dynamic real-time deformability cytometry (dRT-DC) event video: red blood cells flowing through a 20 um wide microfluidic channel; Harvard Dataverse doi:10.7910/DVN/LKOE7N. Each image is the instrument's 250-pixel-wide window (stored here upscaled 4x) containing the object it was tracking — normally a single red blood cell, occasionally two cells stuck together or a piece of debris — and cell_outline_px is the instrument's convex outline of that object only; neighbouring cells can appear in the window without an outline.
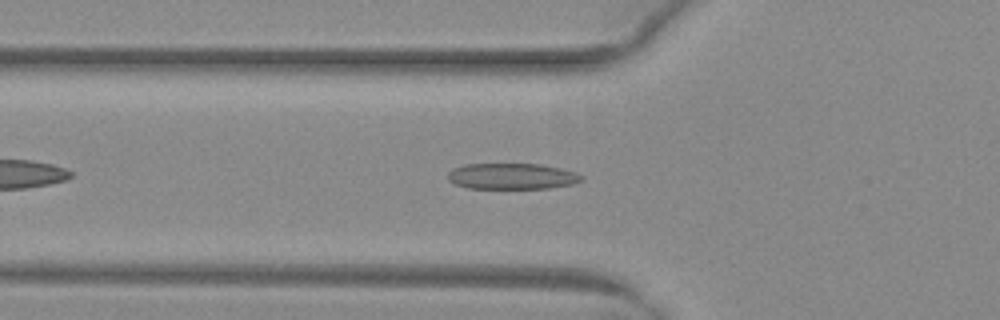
{"species": "common noctule bat (a hibernating species)", "species_latin": "Nyctalus noctula", "temperature_condition": "warm", "stored_images_in_passage": 32, "camera_frame_rate_fps": 3000, "um_per_image_px": 0.085, "animal": {"sex": "female", "body_mass_g": 29.2, "forearm_length_mm": 56.3}, "frame": {"image": 1, "passage_image": 5, "time_ms": 1.333, "image_size_px": [1000, 320], "cell_outline_px": [[580, 180], [572, 184], [548, 188], [468, 188], [456, 184], [448, 180], [448, 172], [452, 168], [464, 164], [540, 164], [560, 168], [572, 172], [580, 176]], "centroid_in_image_um": [43.43, 14.97], "position_along_channel_um": 82.4, "area_um2": 19.94}}
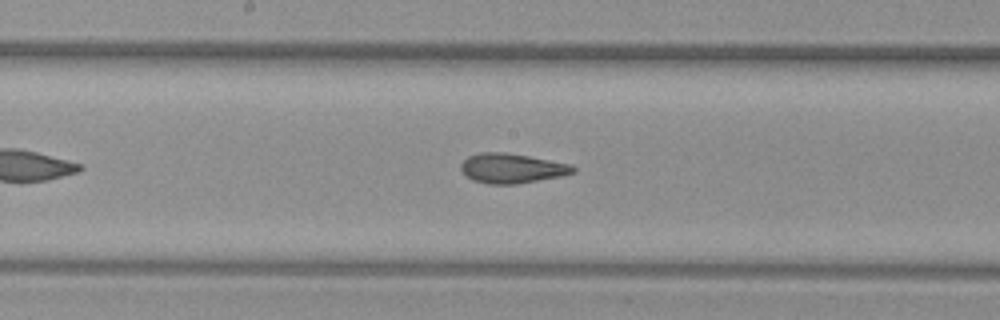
{"frame": {"image": 2, "passage_image": 14, "time_ms": 4.333, "image_size_px": [1000, 320], "cell_outline_px": [[576, 172], [560, 176], [516, 184], [488, 184], [472, 180], [460, 168], [460, 164], [468, 156], [480, 152], [504, 152], [528, 156], [572, 164], [576, 168]], "centroid_in_image_um": [43.51, 14.3], "position_along_channel_um": 204.7, "area_um2": 19.36}}
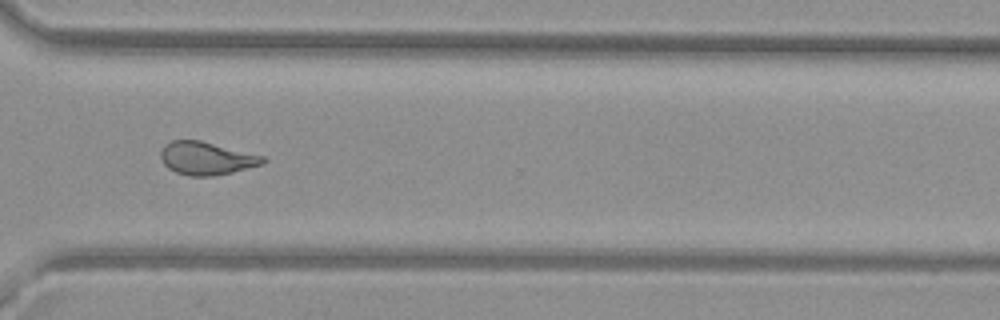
{"frame": {"image": 3, "passage_image": 25, "time_ms": 8.0, "image_size_px": [1000, 320], "cell_outline_px": [[268, 160], [264, 164], [232, 172], [212, 176], [188, 176], [176, 172], [168, 168], [164, 164], [160, 156], [160, 152], [164, 144], [172, 140], [200, 140], [264, 156]], "centroid_in_image_um": [17.55, 13.45], "position_along_channel_um": 353.1, "area_um2": 19.71}, "authors_computed_cell_mechanics": {"area_um2": 19.6231, "velocity_mm_per_s": 4.0476, "shape_relaxation_time_tau1_ms": null, "shape_relaxation_time_tau2_ms": 1.6223, "deformation_change_tau1": null, "deformation_change_tau2": 0.0999}}